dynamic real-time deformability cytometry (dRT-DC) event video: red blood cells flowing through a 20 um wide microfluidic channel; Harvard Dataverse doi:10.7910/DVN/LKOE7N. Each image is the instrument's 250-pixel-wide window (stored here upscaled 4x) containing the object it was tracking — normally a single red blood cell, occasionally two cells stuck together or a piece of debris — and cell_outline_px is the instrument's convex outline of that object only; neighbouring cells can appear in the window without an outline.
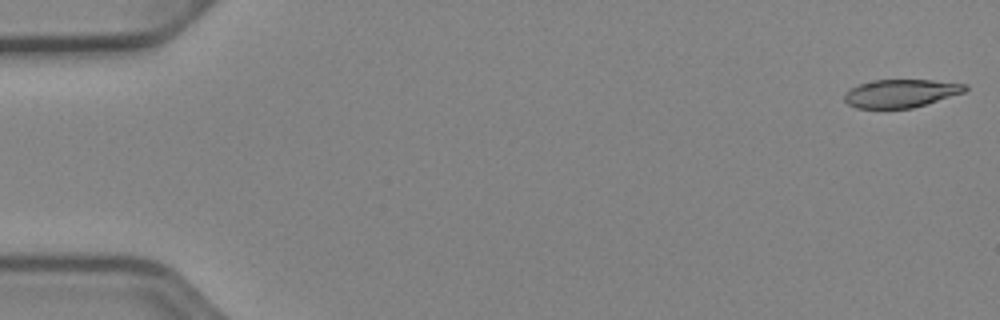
{"species": "Egyptian fruit bat (a non-hibernating species)", "species_latin": "Rousettus aegyptiacus", "temperature_condition": "cold", "stored_images_in_passage": 51, "camera_frame_rate_fps": 3000, "um_per_image_px": 0.085, "animal": {"sex": "female"}, "frame": {"image": 1, "passage_image": 1, "time_ms": 0.0, "image_size_px": [1000, 320], "cell_outline_px": [[968, 88], [964, 92], [912, 108], [856, 108], [848, 104], [844, 100], [844, 92], [860, 84], [872, 80], [932, 80], [968, 84]], "centroid_in_image_um": [76.56, 7.93], "position_along_channel_um": 8.4, "area_um2": 19.65}}
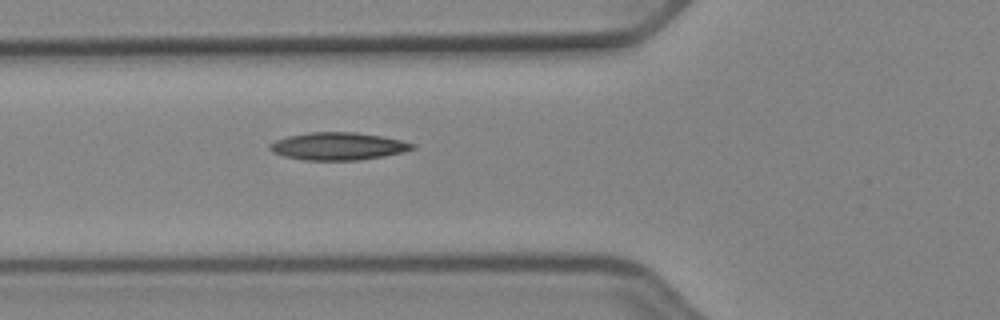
{"frame": {"image": 2, "passage_image": 19, "time_ms": 6.0, "image_size_px": [1000, 320], "cell_outline_px": [[416, 148], [404, 152], [384, 156], [360, 160], [304, 160], [284, 156], [272, 152], [268, 148], [268, 144], [276, 140], [288, 136], [308, 132], [356, 132], [380, 136], [400, 140], [416, 144]], "centroid_in_image_um": [28.73, 12.43], "position_along_channel_um": 97.1, "area_um2": 23.0}}
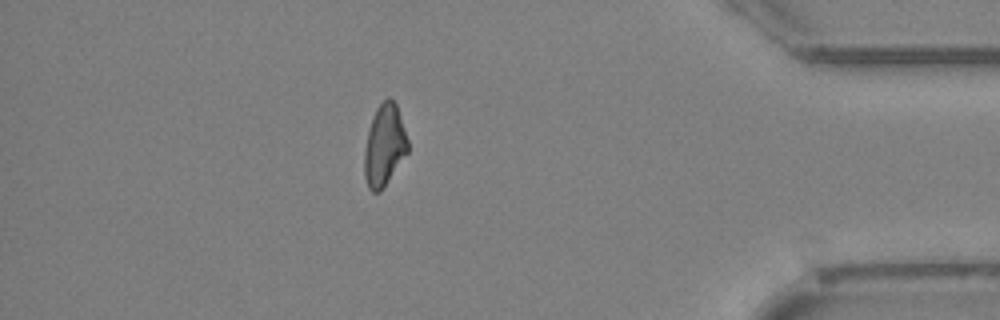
{"frame": {"image": 3, "passage_image": 45, "time_ms": 14.667, "image_size_px": [1000, 320], "cell_outline_px": [[408, 152], [380, 192], [372, 192], [368, 188], [364, 176], [364, 152], [368, 132], [372, 116], [376, 108], [388, 96], [396, 104], [408, 140]], "centroid_in_image_um": [32.66, 12.37], "position_along_channel_um": 402.5, "area_um2": 20.52}}